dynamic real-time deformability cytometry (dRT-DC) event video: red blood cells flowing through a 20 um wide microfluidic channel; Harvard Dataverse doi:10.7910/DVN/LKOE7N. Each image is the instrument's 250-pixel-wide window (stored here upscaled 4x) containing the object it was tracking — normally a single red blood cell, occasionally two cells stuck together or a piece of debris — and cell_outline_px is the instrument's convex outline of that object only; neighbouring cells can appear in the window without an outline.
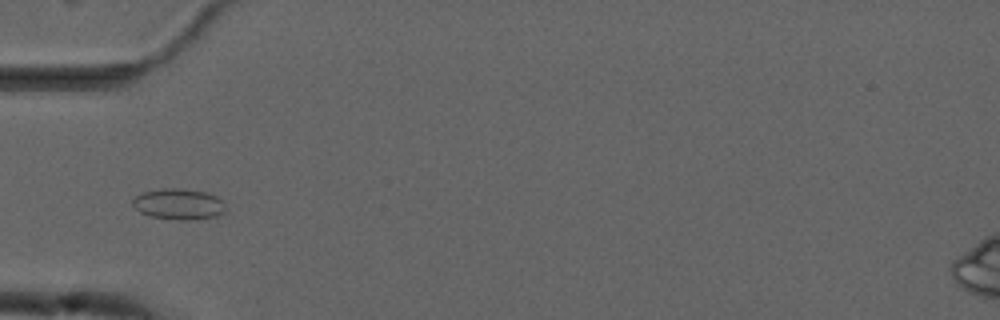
{"species": "common noctule bat (a hibernating species)", "species_latin": "Nyctalus noctula", "temperature_condition": "cold", "stored_images_in_passage": 2, "camera_frame_rate_fps": 3000, "um_per_image_px": 0.085, "animal": {"sex": "male", "forearm_length_mm": 52.5}, "frame": {"image": 1, "passage_image": 2, "time_ms": 1.0, "image_size_px": [1000, 320], "cell_outline_px": [[224, 212], [216, 216], [192, 220], [176, 220], [148, 216], [140, 212], [132, 204], [132, 200], [136, 196], [144, 192], [160, 188], [180, 188], [208, 192], [216, 196], [220, 200], [224, 208]], "centroid_in_image_um": [15.16, 17.35], "position_along_channel_um": 69.8, "area_um2": 16.76}}